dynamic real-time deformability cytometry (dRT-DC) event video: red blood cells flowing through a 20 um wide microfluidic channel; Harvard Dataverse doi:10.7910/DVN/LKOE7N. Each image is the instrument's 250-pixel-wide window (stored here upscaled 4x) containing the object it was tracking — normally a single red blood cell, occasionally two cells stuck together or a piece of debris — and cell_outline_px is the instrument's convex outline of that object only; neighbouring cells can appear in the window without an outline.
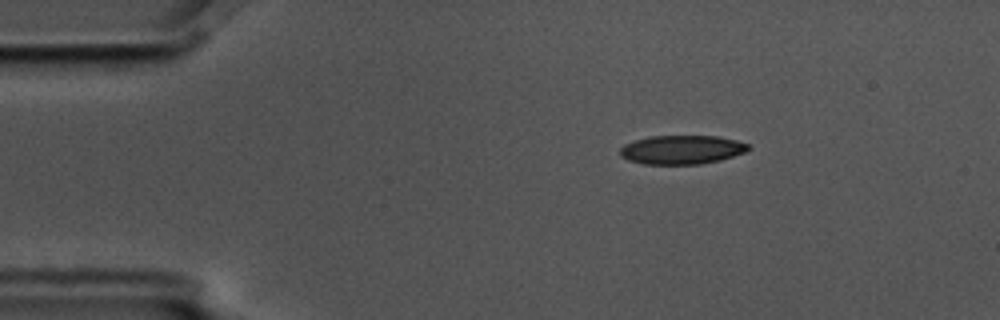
{"species": "common noctule bat (a hibernating species)", "species_latin": "Nyctalus noctula", "temperature_condition": "cold", "stored_images_in_passage": 3, "camera_frame_rate_fps": 3000, "um_per_image_px": 0.085, "animal": {"sex": "male", "body_mass_g": 17.5, "forearm_length_mm": 52.3}, "frame": {"image": 1, "passage_image": 1, "time_ms": 0.0, "image_size_px": [1000, 320], "cell_outline_px": [[752, 148], [744, 152], [720, 160], [700, 164], [644, 164], [628, 160], [620, 156], [620, 148], [624, 144], [636, 140], [652, 136], [716, 136], [736, 140], [748, 144]], "centroid_in_image_um": [57.94, 12.73], "position_along_channel_um": 27.1, "area_um2": 21.5}}
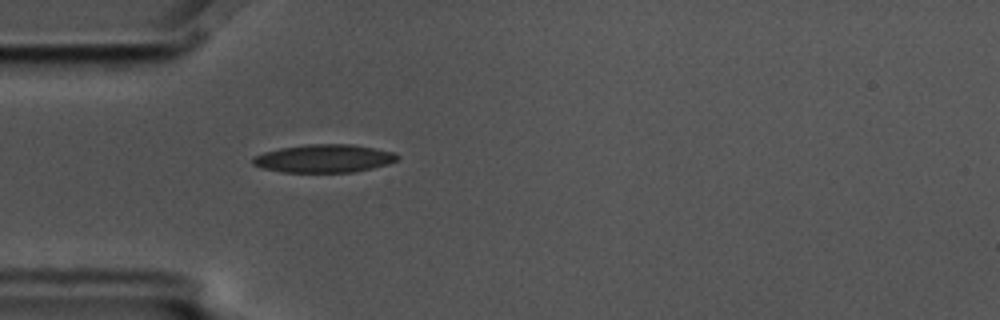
{"frame": {"image": 2, "passage_image": 3, "time_ms": 0.667, "image_size_px": [1000, 320], "cell_outline_px": [[400, 156], [396, 160], [388, 164], [372, 168], [352, 172], [284, 172], [264, 168], [252, 164], [252, 156], [264, 152], [280, 148], [308, 144], [352, 144], [376, 148], [392, 152]], "centroid_in_image_um": [27.53, 13.46], "position_along_channel_um": 57.5, "area_um2": 23.58}}